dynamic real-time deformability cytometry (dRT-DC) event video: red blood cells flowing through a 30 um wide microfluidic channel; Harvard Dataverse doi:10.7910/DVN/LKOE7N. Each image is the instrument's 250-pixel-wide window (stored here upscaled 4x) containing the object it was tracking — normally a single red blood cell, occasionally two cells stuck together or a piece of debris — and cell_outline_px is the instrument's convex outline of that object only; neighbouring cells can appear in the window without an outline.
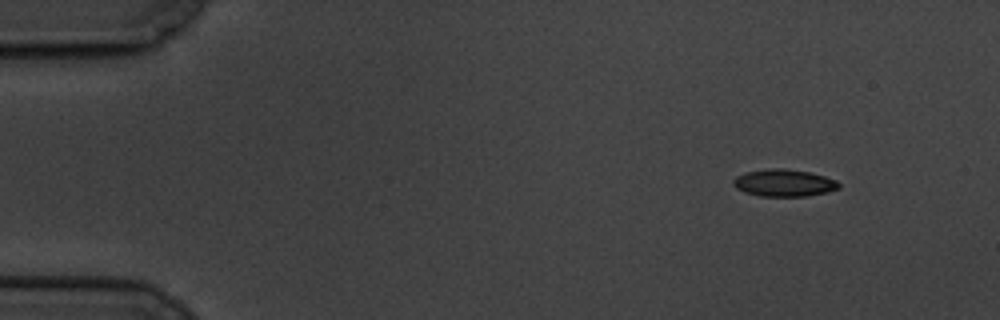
{"species": "common noctule bat (a hibernating species)", "species_latin": "Nyctalus noctula", "temperature_condition": "cold", "stored_images_in_passage": 5, "camera_frame_rate_fps": 3000, "um_per_image_px": 0.085, "animal": {"sex": "male", "body_mass_g": 19.5, "forearm_length_mm": 54.6}, "frame": {"image": 1, "passage_image": 1, "time_ms": 0.0, "image_size_px": [1000, 320], "cell_outline_px": [[840, 188], [828, 192], [804, 196], [760, 196], [744, 192], [736, 188], [732, 184], [732, 180], [736, 176], [744, 172], [768, 168], [784, 168], [808, 172], [824, 176], [836, 180], [840, 184]], "centroid_in_image_um": [66.61, 15.54], "position_along_channel_um": 18.4, "area_um2": 16.82}}
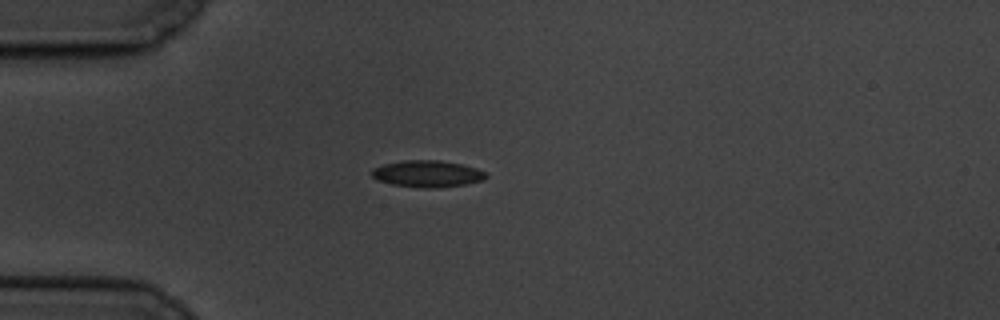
{"frame": {"image": 2, "passage_image": 4, "time_ms": 3.333, "image_size_px": [1000, 320], "cell_outline_px": [[488, 176], [484, 180], [464, 184], [440, 188], [424, 188], [392, 184], [376, 180], [372, 176], [372, 168], [384, 164], [404, 160], [440, 160], [460, 164], [476, 168], [484, 172]], "centroid_in_image_um": [36.31, 14.77], "position_along_channel_um": 48.7, "area_um2": 17.74}}